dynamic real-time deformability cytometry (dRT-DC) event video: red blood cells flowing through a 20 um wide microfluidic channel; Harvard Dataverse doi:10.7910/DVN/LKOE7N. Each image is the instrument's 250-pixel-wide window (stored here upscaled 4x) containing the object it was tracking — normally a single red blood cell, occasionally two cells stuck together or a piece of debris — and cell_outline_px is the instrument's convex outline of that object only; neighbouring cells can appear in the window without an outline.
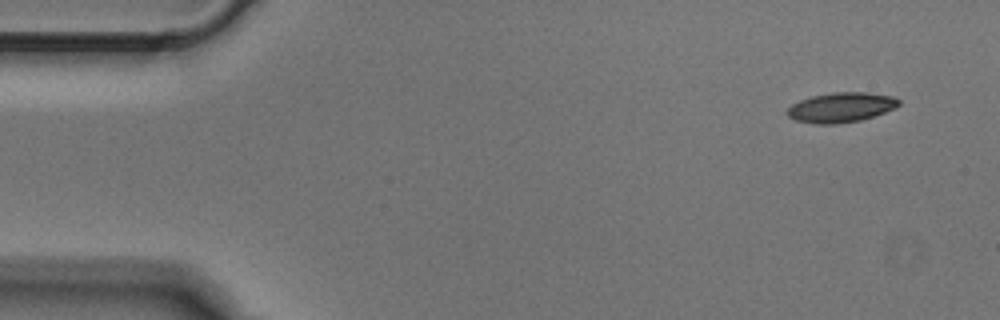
{"species": "Egyptian fruit bat (a non-hibernating species)", "species_latin": "Rousettus aegyptiacus", "temperature_condition": "cold", "stored_images_in_passage": 5, "camera_frame_rate_fps": 3000, "um_per_image_px": 0.085, "animal": {"sex": "male"}, "frame": {"image": 1, "passage_image": 1, "time_ms": 0.0, "image_size_px": [1000, 320], "cell_outline_px": [[900, 104], [896, 108], [860, 120], [836, 124], [816, 124], [796, 120], [788, 116], [784, 112], [792, 104], [800, 100], [812, 96], [832, 92], [868, 92], [896, 96], [900, 100]], "centroid_in_image_um": [71.5, 9.11], "position_along_channel_um": 13.5, "area_um2": 19.54}}
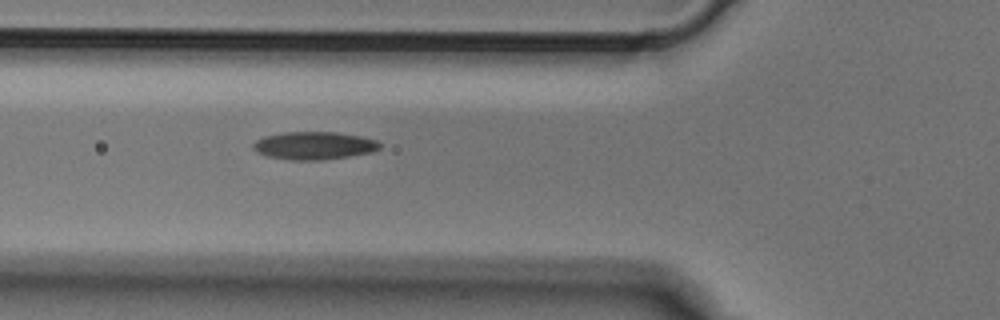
{"frame": {"image": 2, "passage_image": 5, "time_ms": 1.333, "image_size_px": [1000, 320], "cell_outline_px": [[380, 148], [372, 152], [324, 160], [292, 160], [268, 156], [256, 152], [252, 148], [252, 144], [256, 140], [264, 136], [284, 132], [336, 132], [360, 136], [376, 140], [380, 144]], "centroid_in_image_um": [26.67, 12.37], "position_along_channel_um": 99.1, "area_um2": 20.52}}